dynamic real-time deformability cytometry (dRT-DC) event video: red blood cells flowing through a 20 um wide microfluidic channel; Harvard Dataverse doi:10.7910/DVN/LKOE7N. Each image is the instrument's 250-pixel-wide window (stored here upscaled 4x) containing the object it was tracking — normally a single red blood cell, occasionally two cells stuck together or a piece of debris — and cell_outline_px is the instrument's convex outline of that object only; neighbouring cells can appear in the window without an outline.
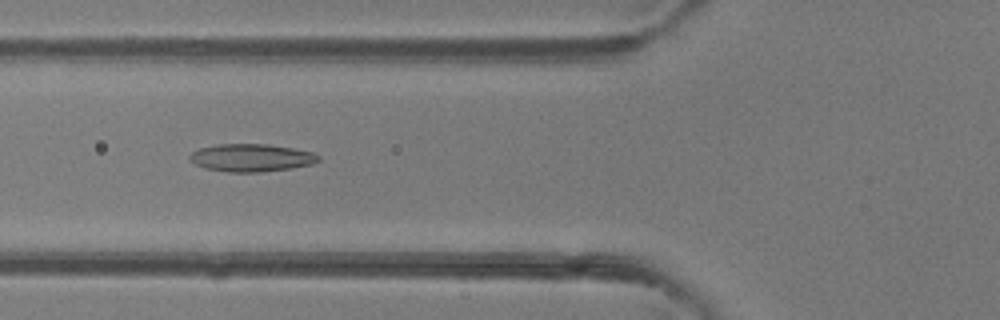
{"species": "common noctule bat (a hibernating species)", "species_latin": "Nyctalus noctula", "temperature_condition": "room temperature", "stored_images_in_passage": 42, "camera_frame_rate_fps": 3000, "um_per_image_px": 0.085, "animal": {"sex": "female"}, "frame": {"image": 1, "passage_image": 13, "time_ms": 4.0, "image_size_px": [1000, 320], "cell_outline_px": [[320, 160], [312, 164], [292, 168], [260, 172], [228, 172], [204, 168], [188, 160], [188, 156], [192, 152], [200, 148], [220, 144], [268, 144], [292, 148], [312, 152], [320, 156]], "centroid_in_image_um": [21.35, 13.41], "position_along_channel_um": 104.4, "area_um2": 20.81}}
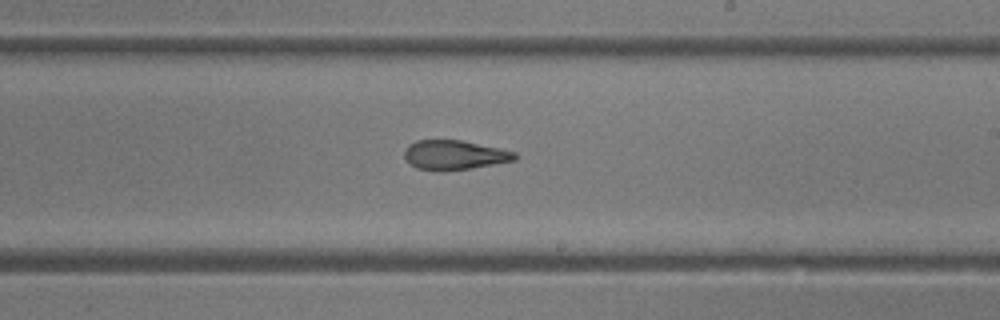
{"frame": {"image": 2, "passage_image": 23, "time_ms": 7.333, "image_size_px": [1000, 320], "cell_outline_px": [[516, 160], [472, 168], [440, 172], [436, 172], [416, 168], [404, 160], [404, 152], [408, 144], [416, 140], [460, 140], [516, 152]], "centroid_in_image_um": [38.56, 13.19], "position_along_channel_um": 250.4, "area_um2": 19.13}}
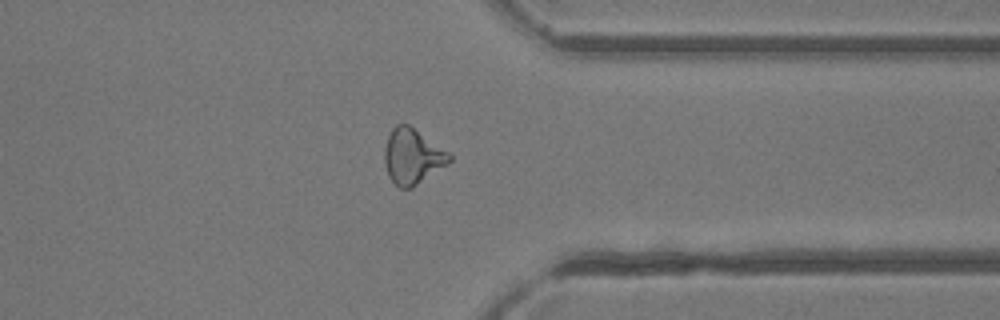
{"frame": {"image": 3, "passage_image": 32, "time_ms": 10.333, "image_size_px": [1000, 320], "cell_outline_px": [[452, 160], [448, 164], [412, 188], [400, 188], [388, 176], [384, 164], [384, 148], [388, 136], [392, 128], [396, 124], [408, 124], [448, 152], [452, 156]], "centroid_in_image_um": [35.04, 13.3], "position_along_channel_um": 376.4, "area_um2": 20.81}, "authors_computed_cell_mechanics": {"area_um2": 20.5479, "velocity_mm_per_s": 4.3666, "shape_relaxation_time_tau1_ms": null, "shape_relaxation_time_tau2_ms": 2.2353, "deformation_change_tau1": null, "deformation_change_tau2": 0.117}}